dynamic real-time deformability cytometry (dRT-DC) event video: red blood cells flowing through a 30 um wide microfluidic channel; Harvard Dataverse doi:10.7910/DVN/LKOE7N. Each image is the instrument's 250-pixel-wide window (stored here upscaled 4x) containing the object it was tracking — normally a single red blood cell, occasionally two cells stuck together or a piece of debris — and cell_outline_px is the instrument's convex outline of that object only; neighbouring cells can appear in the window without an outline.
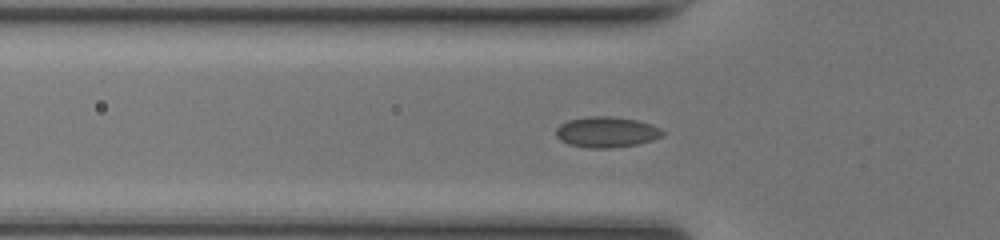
{"species": "common noctule bat (a hibernating species)", "species_latin": "Nyctalus noctula", "temperature_condition": "room temperature", "stored_images_in_passage": 43, "camera_frame_rate_fps": 3000, "um_per_image_px": 0.085, "animal": {"sex": "female", "body_mass_g": 17.0, "forearm_length_mm": 48.0}, "frame": {"image": 1, "passage_image": 9, "time_ms": 2.667, "image_size_px": [1000, 240], "cell_outline_px": [[668, 132], [664, 136], [652, 140], [636, 144], [612, 148], [588, 148], [568, 144], [560, 140], [556, 136], [556, 128], [560, 124], [568, 120], [588, 116], [612, 116], [636, 120], [652, 124]], "centroid_in_image_um": [51.58, 11.22], "position_along_channel_um": 74.2, "area_um2": 19.31}}
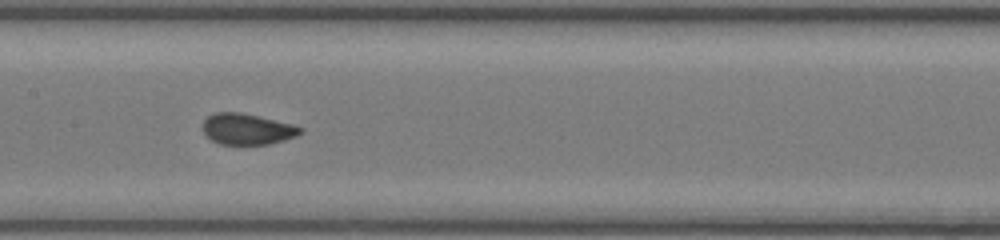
{"frame": {"image": 2, "passage_image": 17, "time_ms": 5.333, "image_size_px": [1000, 240], "cell_outline_px": [[304, 132], [296, 136], [284, 140], [268, 144], [220, 144], [212, 140], [204, 132], [204, 120], [208, 116], [216, 112], [240, 112], [292, 124], [304, 128]], "centroid_in_image_um": [21.04, 10.97], "position_along_channel_um": 186.4, "area_um2": 17.46}}
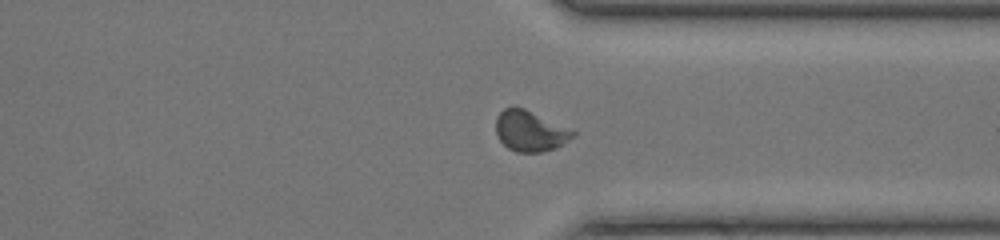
{"frame": {"image": 3, "passage_image": 30, "time_ms": 9.667, "image_size_px": [1000, 240], "cell_outline_px": [[576, 136], [556, 148], [540, 152], [516, 152], [508, 148], [496, 136], [496, 116], [504, 108], [524, 108], [576, 132]], "centroid_in_image_um": [45.04, 11.16], "position_along_channel_um": 366.4, "area_um2": 18.03}}